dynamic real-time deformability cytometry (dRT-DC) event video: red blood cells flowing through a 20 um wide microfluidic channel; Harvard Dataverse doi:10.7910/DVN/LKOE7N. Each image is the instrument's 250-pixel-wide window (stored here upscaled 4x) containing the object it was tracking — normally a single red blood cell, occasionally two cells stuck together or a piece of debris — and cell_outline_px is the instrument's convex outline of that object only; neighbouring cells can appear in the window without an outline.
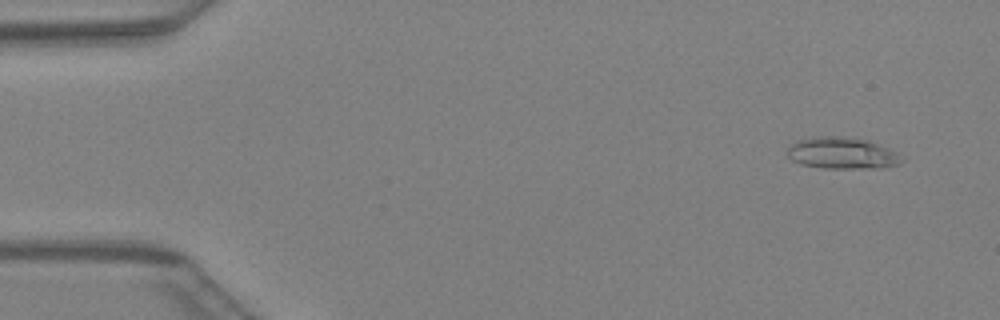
{"species": "Egyptian fruit bat (a non-hibernating species)", "species_latin": "Rousettus aegyptiacus", "temperature_condition": "warm", "stored_images_in_passage": 46, "camera_frame_rate_fps": 3000, "um_per_image_px": 0.085, "animal": {"sex": "female"}, "frame": {"image": 1, "passage_image": 3, "time_ms": 0.667, "image_size_px": [1000, 320], "cell_outline_px": [[904, 160], [900, 164], [880, 168], [820, 168], [800, 164], [792, 160], [788, 156], [788, 148], [796, 140], [812, 136], [844, 136], [868, 140], [896, 152], [904, 156]], "centroid_in_image_um": [71.58, 13.01], "position_along_channel_um": 13.4, "area_um2": 21.33}}
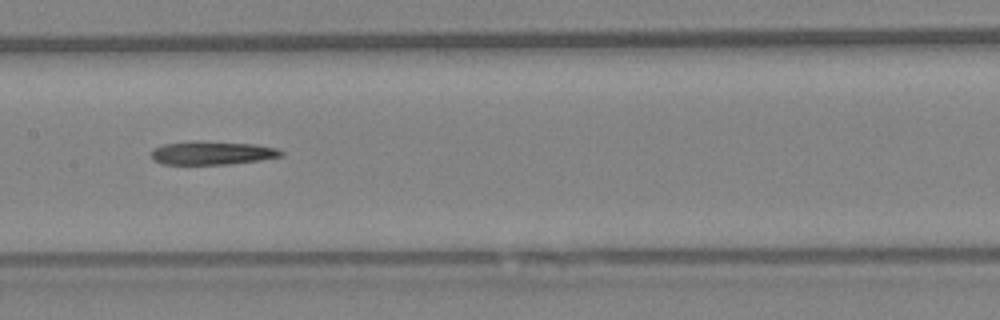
{"frame": {"image": 2, "passage_image": 23, "time_ms": 7.333, "image_size_px": [1000, 320], "cell_outline_px": [[284, 156], [260, 160], [228, 164], [160, 164], [152, 160], [152, 148], [164, 144], [256, 144], [276, 148], [284, 152]], "centroid_in_image_um": [18.07, 13.06], "position_along_channel_um": 189.3, "area_um2": 16.65}}
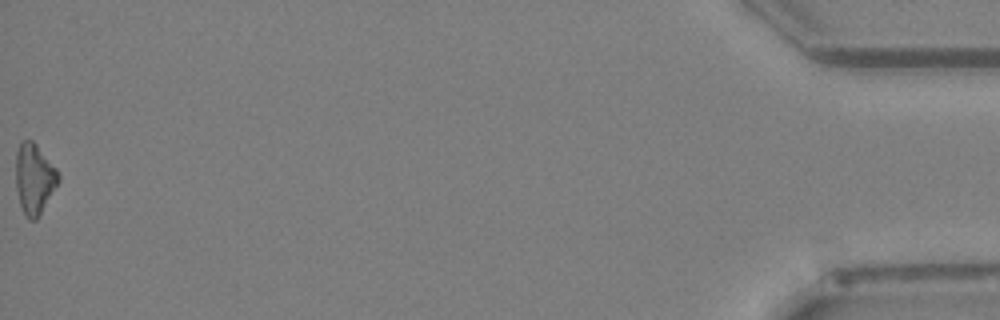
{"frame": {"image": 3, "passage_image": 46, "time_ms": 15.0, "image_size_px": [1000, 320], "cell_outline_px": [[60, 180], [36, 220], [28, 220], [24, 216], [20, 204], [16, 188], [16, 152], [20, 140], [32, 140], [36, 144], [60, 172]], "centroid_in_image_um": [2.91, 15.18], "position_along_channel_um": 432.3, "area_um2": 17.57}}